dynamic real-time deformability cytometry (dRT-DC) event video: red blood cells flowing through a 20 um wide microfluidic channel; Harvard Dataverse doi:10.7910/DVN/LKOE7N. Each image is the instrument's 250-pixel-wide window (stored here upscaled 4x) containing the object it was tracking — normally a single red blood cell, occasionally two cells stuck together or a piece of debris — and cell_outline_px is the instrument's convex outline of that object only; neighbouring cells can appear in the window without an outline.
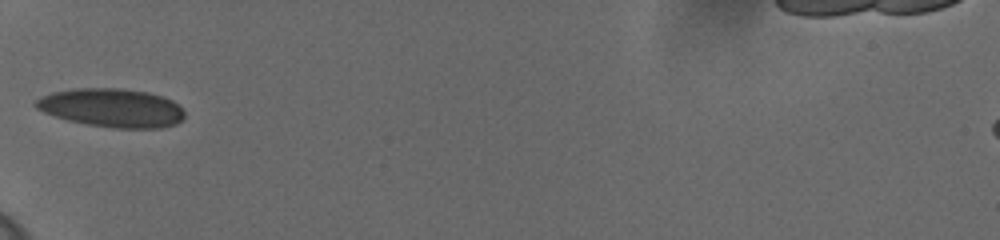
{"species": "human", "species_latin": "Homo sapiens", "temperature_condition": "cold", "stored_images_in_passage": 36, "camera_frame_rate_fps": 3000, "um_per_image_px": 0.085, "donor": {"sex": "female"}, "frame": {"image": 1, "passage_image": 1, "time_ms": 0.0, "image_size_px": [1000, 240], "cell_outline_px": [[184, 116], [176, 124], [160, 128], [112, 128], [88, 124], [68, 120], [44, 112], [36, 108], [32, 104], [40, 96], [52, 92], [72, 88], [120, 88], [148, 92], [164, 96], [172, 100], [184, 112]], "centroid_in_image_um": [9.48, 9.15], "position_along_channel_um": 75.5, "area_um2": 33.52}}
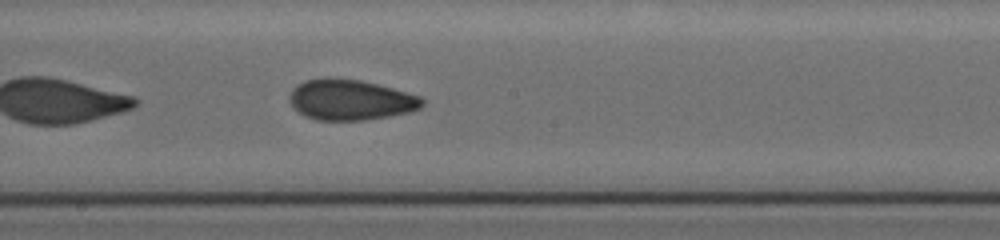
{"frame": {"image": 2, "passage_image": 13, "time_ms": 4.0, "image_size_px": [1000, 240], "cell_outline_px": [[424, 104], [420, 108], [408, 112], [388, 116], [364, 120], [316, 120], [304, 116], [292, 108], [288, 100], [288, 96], [292, 88], [296, 84], [304, 80], [328, 76], [332, 76], [360, 80], [392, 88], [420, 96], [424, 100]], "centroid_in_image_um": [29.71, 8.47], "position_along_channel_um": 218.5, "area_um2": 31.85}}
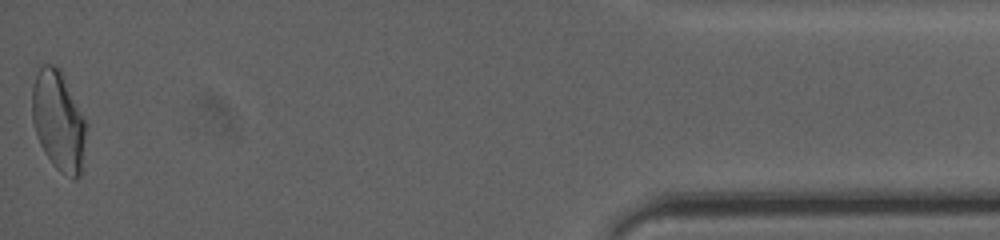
{"frame": {"image": 3, "passage_image": 36, "time_ms": 11.667, "image_size_px": [1000, 240], "cell_outline_px": [[88, 124], [80, 176], [72, 180], [60, 172], [52, 164], [44, 152], [36, 136], [32, 120], [32, 84], [40, 68], [44, 64], [52, 64], [60, 68]], "centroid_in_image_um": [4.98, 10.29], "position_along_channel_um": 430.2, "area_um2": 31.85}, "authors_computed_cell_mechanics": {"area_um2": 30.8363, "velocity_mm_per_s": 3.6388, "shape_relaxation_time_tau1_ms": 8.6948, "shape_relaxation_time_tau2_ms": 1.6962, "deformation_change_tau1": 0.1794, "deformation_change_tau2": 0.0631}}